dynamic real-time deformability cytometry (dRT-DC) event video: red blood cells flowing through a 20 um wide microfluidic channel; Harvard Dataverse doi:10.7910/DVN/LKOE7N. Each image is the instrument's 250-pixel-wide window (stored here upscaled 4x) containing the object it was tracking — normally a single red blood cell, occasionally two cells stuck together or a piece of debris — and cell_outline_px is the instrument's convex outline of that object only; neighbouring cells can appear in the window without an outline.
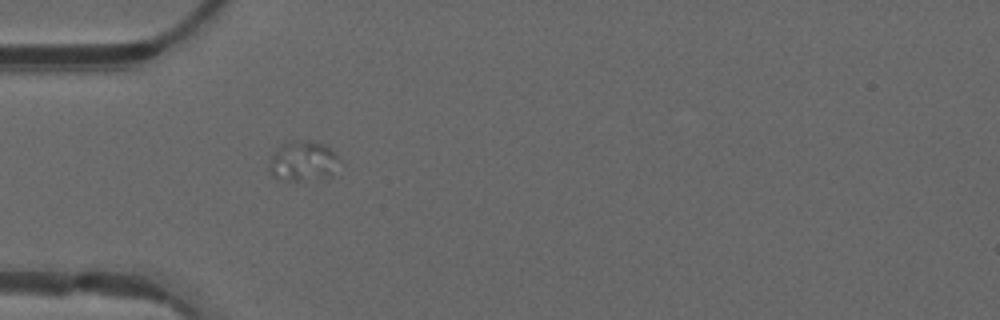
{"species": "common noctule bat (a hibernating species)", "species_latin": "Nyctalus noctula", "temperature_condition": "warm", "stored_images_in_passage": 50, "camera_frame_rate_fps": 3000, "um_per_image_px": 0.085, "animal": {"sex": "male", "forearm_length_mm": 52.5}, "frame": {"image": 1, "passage_image": 15, "time_ms": 4.667, "image_size_px": [1000, 320], "cell_outline_px": [[340, 156], [332, 176], [300, 180], [288, 180], [272, 176], [268, 172], [272, 156], [276, 148], [292, 140], [312, 140], [324, 144], [332, 148]], "centroid_in_image_um": [25.78, 13.66], "position_along_channel_um": 59.2, "area_um2": 16.42}}
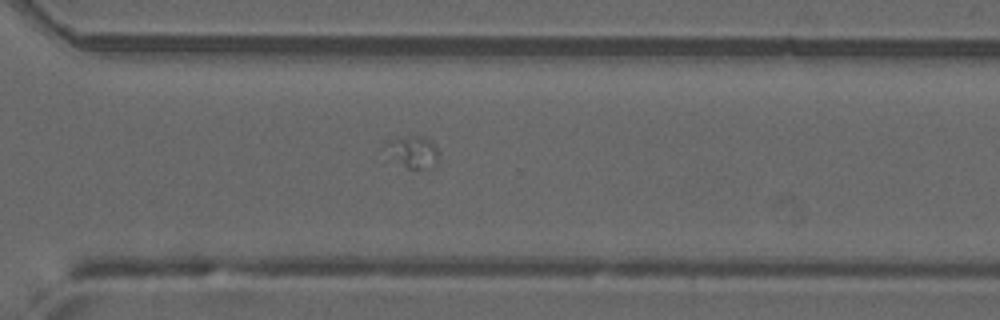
{"frame": {"image": 2, "passage_image": 36, "time_ms": 11.667, "image_size_px": [1000, 320], "cell_outline_px": [[436, 164], [420, 168], [408, 168], [388, 160], [380, 148], [388, 140], [416, 136], [420, 136], [432, 140], [436, 144]], "centroid_in_image_um": [34.93, 12.9], "position_along_channel_um": 335.7, "area_um2": 10.12}}
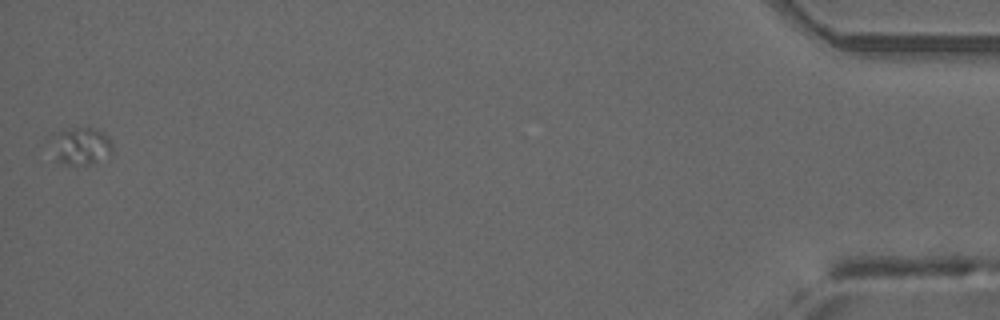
{"frame": {"image": 3, "passage_image": 50, "time_ms": 16.333, "image_size_px": [1000, 320], "cell_outline_px": [[112, 152], [92, 164], [64, 164], [56, 160], [52, 136], [52, 132], [64, 128], [92, 128], [108, 136], [112, 144]], "centroid_in_image_um": [6.85, 12.38], "position_along_channel_um": 428.4, "area_um2": 13.18}}